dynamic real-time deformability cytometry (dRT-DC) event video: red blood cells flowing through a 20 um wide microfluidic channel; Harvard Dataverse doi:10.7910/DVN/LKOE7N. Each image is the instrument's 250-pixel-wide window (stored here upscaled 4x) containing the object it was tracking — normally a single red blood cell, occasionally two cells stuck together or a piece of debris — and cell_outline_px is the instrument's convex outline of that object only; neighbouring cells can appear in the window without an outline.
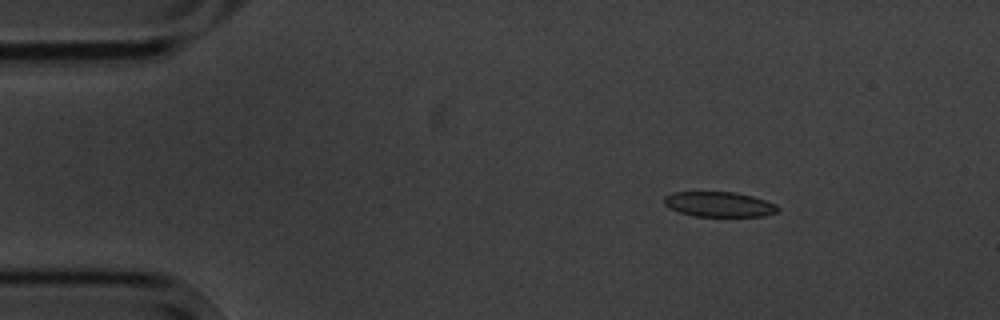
{"species": "common noctule bat (a hibernating species)", "species_latin": "Nyctalus noctula", "temperature_condition": "cold", "stored_images_in_passage": 4, "camera_frame_rate_fps": 3000, "um_per_image_px": 0.085, "animal": {"sex": "male", "body_mass_g": 20.1, "forearm_length_mm": 53.5}, "frame": {"image": 1, "passage_image": 2, "time_ms": 1.0, "image_size_px": [1000, 320], "cell_outline_px": [[780, 208], [776, 212], [764, 216], [696, 216], [680, 212], [668, 208], [664, 204], [664, 196], [676, 192], [736, 192], [752, 196], [776, 204]], "centroid_in_image_um": [61.12, 17.36], "position_along_channel_um": 23.9, "area_um2": 16.53}}
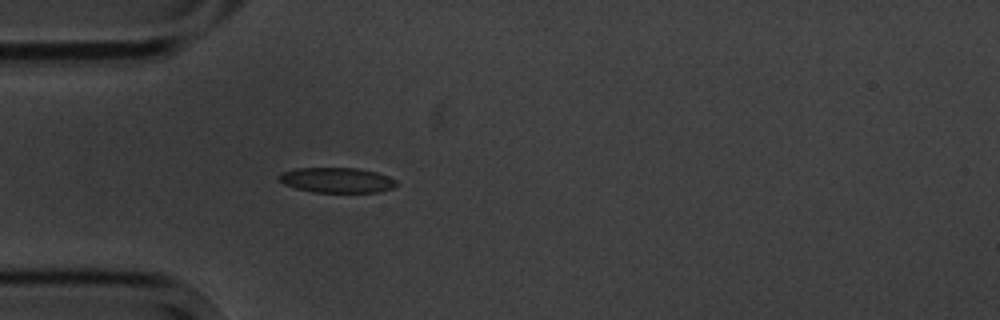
{"frame": {"image": 2, "passage_image": 4, "time_ms": 3.667, "image_size_px": [1000, 320], "cell_outline_px": [[400, 184], [392, 188], [380, 192], [312, 192], [296, 188], [284, 184], [276, 176], [280, 172], [296, 168], [356, 168], [376, 172], [388, 176], [396, 180]], "centroid_in_image_um": [28.63, 15.31], "position_along_channel_um": 56.4, "area_um2": 17.34}}